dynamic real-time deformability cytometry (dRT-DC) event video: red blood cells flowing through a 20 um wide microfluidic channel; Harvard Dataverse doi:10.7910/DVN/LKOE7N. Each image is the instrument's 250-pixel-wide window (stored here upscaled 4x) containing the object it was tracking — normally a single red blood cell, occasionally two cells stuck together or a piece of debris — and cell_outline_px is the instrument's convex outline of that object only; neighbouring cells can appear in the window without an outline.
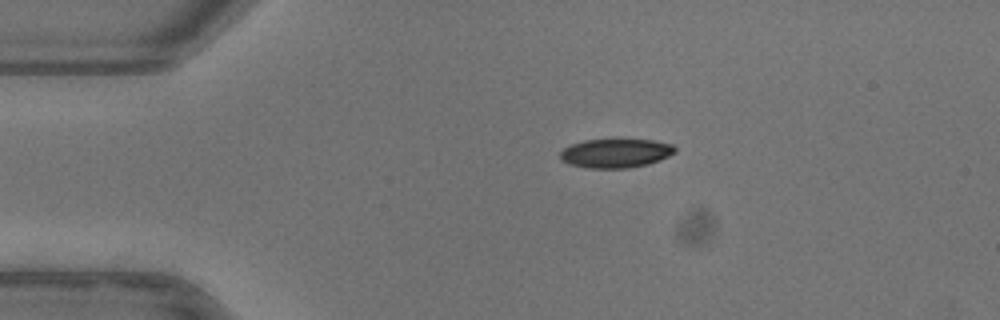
{"species": "common noctule bat (a hibernating species)", "species_latin": "Nyctalus noctula", "temperature_condition": "warm", "stored_images_in_passage": 43, "camera_frame_rate_fps": 3000, "um_per_image_px": 0.085, "animal": {"sex": "female"}, "frame": {"image": 1, "passage_image": 1, "time_ms": 0.0, "image_size_px": [1000, 320], "cell_outline_px": [[676, 152], [660, 160], [648, 164], [628, 168], [588, 168], [568, 164], [560, 160], [560, 152], [564, 148], [572, 144], [584, 140], [652, 140], [672, 144], [676, 148]], "centroid_in_image_um": [52.32, 13.03], "position_along_channel_um": 32.7, "area_um2": 19.36}}
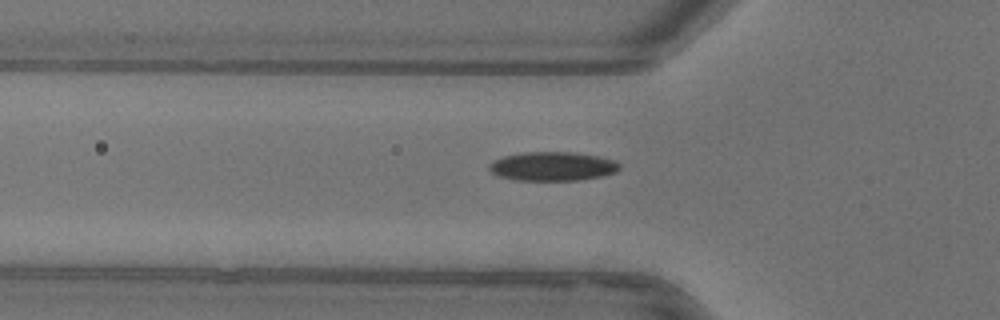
{"frame": {"image": 2, "passage_image": 8, "time_ms": 2.333, "image_size_px": [1000, 320], "cell_outline_px": [[620, 168], [616, 172], [604, 176], [576, 180], [520, 180], [500, 176], [492, 172], [488, 168], [488, 164], [492, 160], [504, 156], [524, 152], [572, 152], [600, 156], [616, 160], [620, 164]], "centroid_in_image_um": [47.0, 14.12], "position_along_channel_um": 78.8, "area_um2": 22.08}}
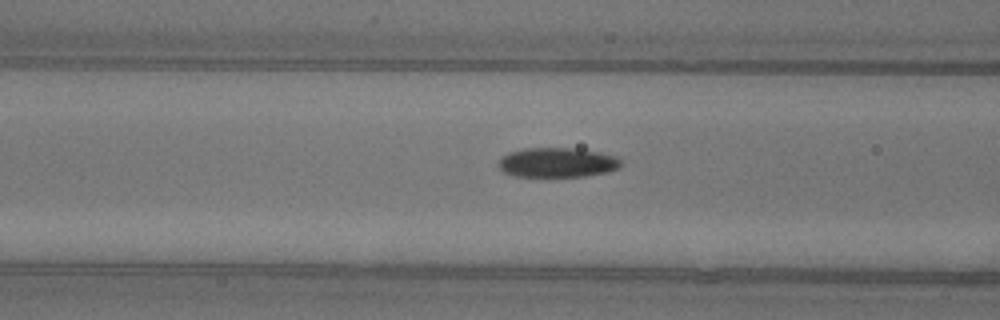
{"frame": {"image": 3, "passage_image": 11, "time_ms": 3.333, "image_size_px": [1000, 320], "cell_outline_px": [[620, 168], [608, 172], [584, 176], [512, 176], [504, 172], [496, 164], [500, 156], [508, 152], [524, 148], [576, 148], [600, 152], [616, 156], [620, 160]], "centroid_in_image_um": [47.33, 13.8], "position_along_channel_um": 119.3, "area_um2": 21.39}, "authors_computed_cell_mechanics": {"area_um2": 20.9236, "velocity_mm_per_s": 3.9547, "shape_relaxation_time_tau1_ms": 4.2279, "shape_relaxation_time_tau2_ms": 3.6492, "deformation_change_tau1": 0.1461, "deformation_change_tau2": 0.0813}}